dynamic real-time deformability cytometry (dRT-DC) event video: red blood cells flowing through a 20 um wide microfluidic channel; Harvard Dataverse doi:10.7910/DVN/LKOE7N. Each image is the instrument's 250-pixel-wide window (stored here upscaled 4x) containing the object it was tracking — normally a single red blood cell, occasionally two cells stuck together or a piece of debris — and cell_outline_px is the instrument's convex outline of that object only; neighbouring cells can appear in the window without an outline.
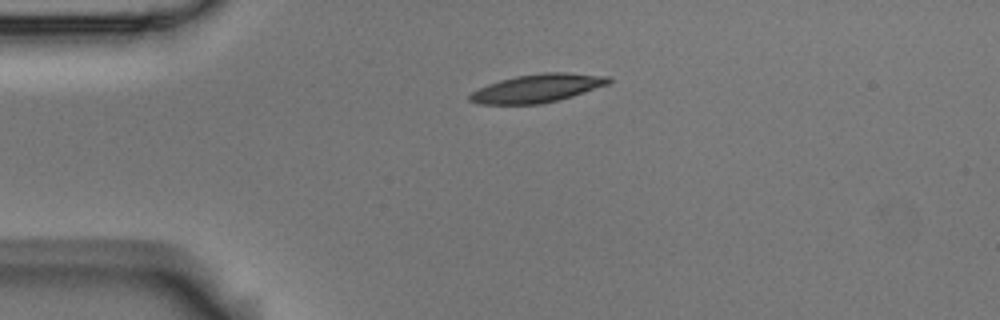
{"species": "Egyptian fruit bat (a non-hibernating species)", "species_latin": "Rousettus aegyptiacus", "temperature_condition": "room temperature", "stored_images_in_passage": 3, "camera_frame_rate_fps": 3000, "um_per_image_px": 0.085, "animal": {"sex": "male"}, "frame": {"image": 1, "passage_image": 3, "time_ms": 0.667, "image_size_px": [1000, 320], "cell_outline_px": [[612, 80], [608, 84], [572, 96], [540, 104], [480, 104], [468, 100], [468, 96], [472, 92], [488, 84], [500, 80], [516, 76], [544, 72], [568, 72], [612, 76]], "centroid_in_image_um": [45.7, 7.49], "position_along_channel_um": 39.3, "area_um2": 22.83}}